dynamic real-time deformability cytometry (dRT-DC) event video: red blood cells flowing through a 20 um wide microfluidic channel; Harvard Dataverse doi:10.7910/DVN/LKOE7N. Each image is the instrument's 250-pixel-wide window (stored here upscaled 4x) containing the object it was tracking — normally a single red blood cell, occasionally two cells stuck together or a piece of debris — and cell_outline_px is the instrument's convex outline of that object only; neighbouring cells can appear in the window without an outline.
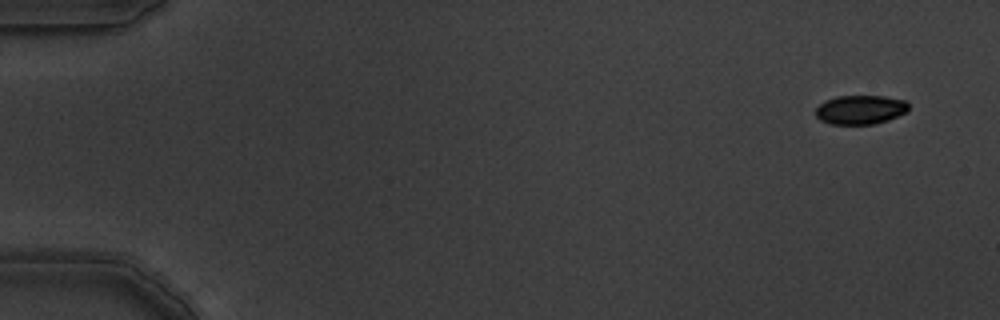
{"species": "common noctule bat (a hibernating species)", "species_latin": "Nyctalus noctula", "temperature_condition": "warm", "stored_images_in_passage": 14, "camera_frame_rate_fps": 3000, "um_per_image_px": 0.085, "animal": {"sex": "male", "body_mass_g": 19.5, "forearm_length_mm": 54.6}, "frame": {"image": 1, "passage_image": 1, "time_ms": 0.0, "image_size_px": [1000, 320], "cell_outline_px": [[908, 108], [904, 112], [888, 120], [872, 124], [832, 124], [820, 120], [816, 116], [816, 108], [824, 100], [836, 96], [884, 96], [904, 100], [908, 104]], "centroid_in_image_um": [73.09, 9.31], "position_along_channel_um": 11.9, "area_um2": 15.61}}
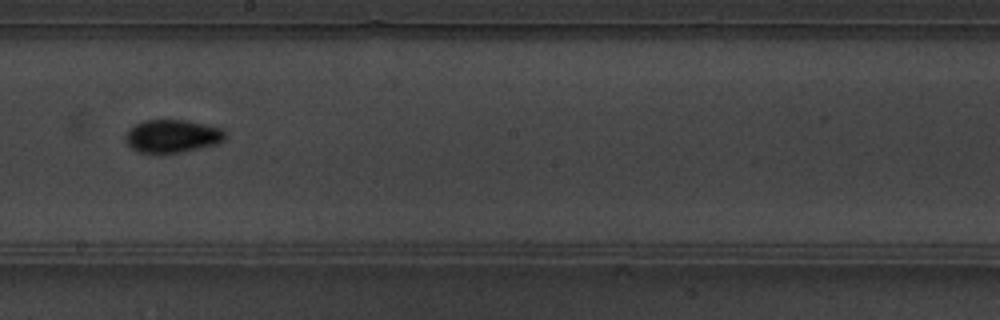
{"frame": {"image": 2, "passage_image": 9, "time_ms": 2.667, "image_size_px": [1000, 320], "cell_outline_px": [[228, 136], [224, 140], [216, 144], [180, 152], [140, 152], [132, 148], [128, 144], [128, 128], [144, 120], [188, 120], [224, 128], [228, 132]], "centroid_in_image_um": [14.74, 11.54], "position_along_channel_um": 233.5, "area_um2": 19.02}}
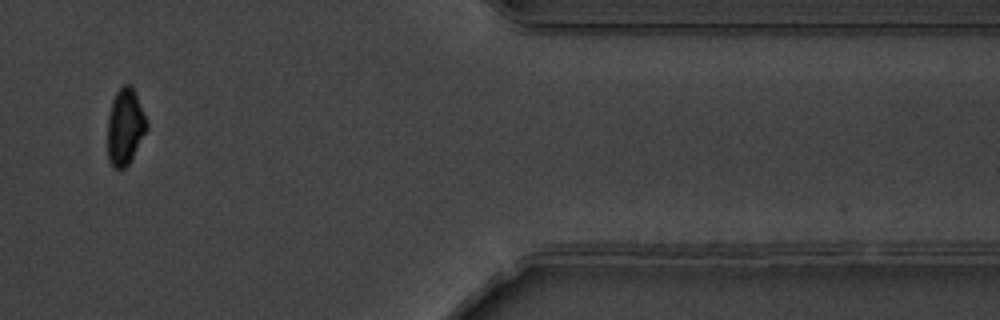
{"frame": {"image": 3, "passage_image": 13, "time_ms": 4.0, "image_size_px": [1000, 320], "cell_outline_px": [[148, 128], [128, 164], [124, 168], [112, 168], [108, 160], [108, 116], [112, 100], [116, 92], [124, 84], [128, 84], [136, 92], [148, 120]], "centroid_in_image_um": [10.64, 10.76], "position_along_channel_um": 400.8, "area_um2": 17.51}}